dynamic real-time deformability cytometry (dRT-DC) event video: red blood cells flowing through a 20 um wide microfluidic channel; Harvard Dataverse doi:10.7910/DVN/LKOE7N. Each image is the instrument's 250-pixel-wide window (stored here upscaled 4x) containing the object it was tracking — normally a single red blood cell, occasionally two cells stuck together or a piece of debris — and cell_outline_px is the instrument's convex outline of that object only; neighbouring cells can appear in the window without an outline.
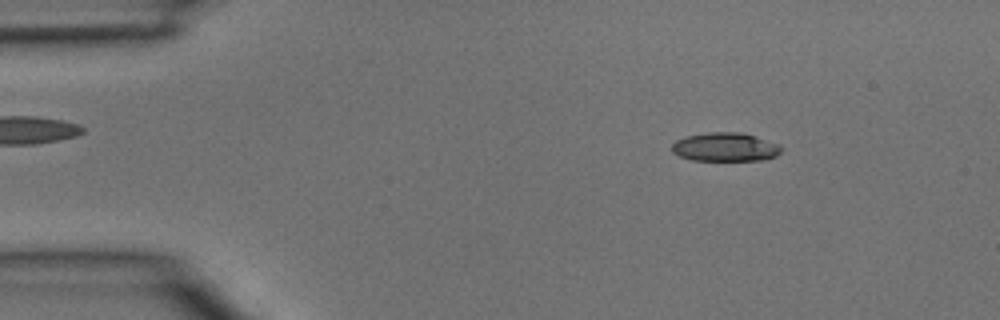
{"species": "common noctule bat (a hibernating species)", "species_latin": "Nyctalus noctula", "temperature_condition": "room temperature", "stored_images_in_passage": 3, "segment_of_instrument_passage": [1, 2], "camera_frame_rate_fps": 3000, "um_per_image_px": 0.085, "animal": {"sex": "male", "body_mass_g": 15.6}, "frame": {"image": 1, "passage_image": 1, "time_ms": 0.0, "image_size_px": [1000, 320], "cell_outline_px": [[784, 148], [776, 156], [764, 160], [692, 160], [680, 156], [672, 152], [672, 144], [676, 140], [684, 136], [708, 132], [740, 132], [780, 144]], "centroid_in_image_um": [61.65, 12.49], "position_along_channel_um": 23.4, "area_um2": 18.38}}